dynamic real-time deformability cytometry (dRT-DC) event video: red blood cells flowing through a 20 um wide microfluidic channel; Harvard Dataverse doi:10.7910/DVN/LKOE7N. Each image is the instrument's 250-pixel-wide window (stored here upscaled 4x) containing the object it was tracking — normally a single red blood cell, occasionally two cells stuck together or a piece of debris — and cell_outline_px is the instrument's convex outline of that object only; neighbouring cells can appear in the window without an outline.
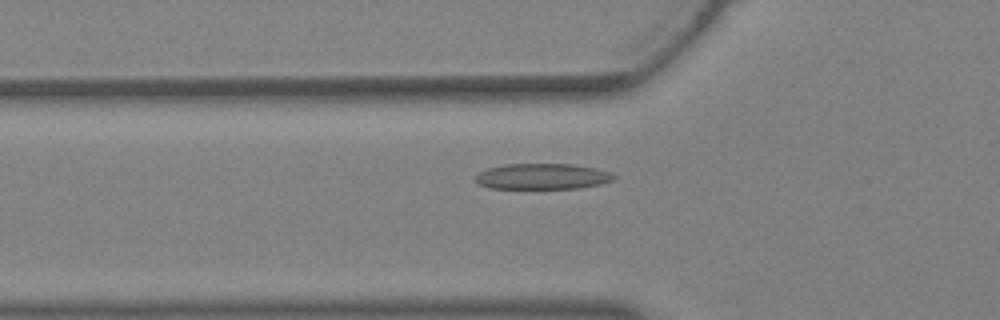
{"species": "Egyptian fruit bat (a non-hibernating species)", "species_latin": "Rousettus aegyptiacus", "temperature_condition": "warm", "stored_images_in_passage": 5, "camera_frame_rate_fps": 3000, "um_per_image_px": 0.085, "animal": {"sex": "female"}, "frame": {"image": 1, "passage_image": 3, "time_ms": 0.667, "image_size_px": [1000, 320], "cell_outline_px": [[616, 176], [612, 180], [600, 184], [580, 188], [488, 188], [480, 184], [476, 180], [476, 176], [480, 172], [488, 168], [504, 164], [572, 164], [596, 168], [608, 172]], "centroid_in_image_um": [46.1, 14.99], "position_along_channel_um": 79.7, "area_um2": 20.58}}